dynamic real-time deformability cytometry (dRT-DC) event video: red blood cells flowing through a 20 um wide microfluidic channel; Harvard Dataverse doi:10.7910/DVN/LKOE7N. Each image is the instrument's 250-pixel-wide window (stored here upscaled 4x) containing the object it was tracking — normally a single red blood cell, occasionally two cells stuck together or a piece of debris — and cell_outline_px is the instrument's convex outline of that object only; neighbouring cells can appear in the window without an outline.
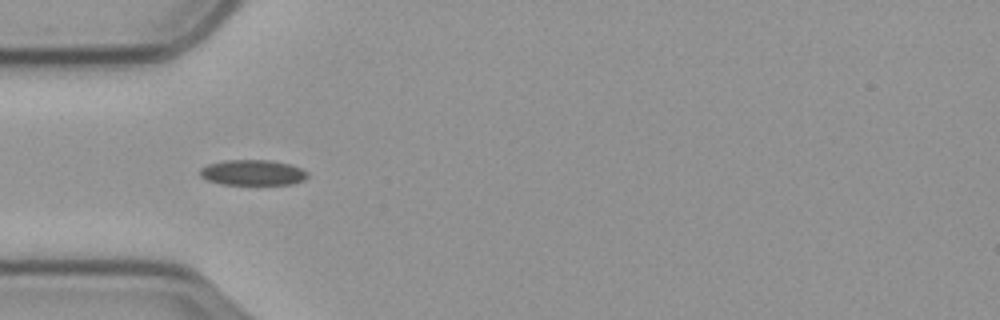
{"species": "common noctule bat (a hibernating species)", "species_latin": "Nyctalus noctula", "temperature_condition": "cold", "stored_images_in_passage": 41, "camera_frame_rate_fps": 3000, "um_per_image_px": 0.085, "animal": {"sex": "male", "body_mass_g": 23.1, "forearm_length_mm": 52.7}, "frame": {"image": 1, "passage_image": 1, "time_ms": 0.0, "image_size_px": [1000, 320], "cell_outline_px": [[308, 176], [304, 180], [292, 184], [220, 184], [208, 180], [200, 176], [200, 168], [208, 164], [224, 160], [268, 160], [288, 164], [300, 168], [308, 172]], "centroid_in_image_um": [21.46, 14.67], "position_along_channel_um": 63.5, "area_um2": 15.9}}
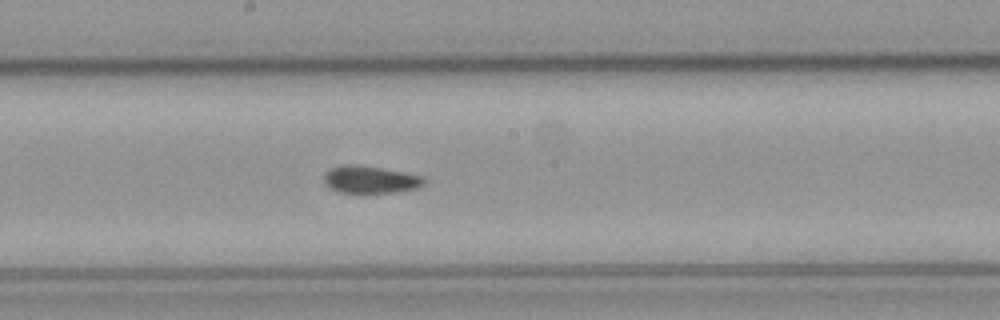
{"frame": {"image": 2, "passage_image": 14, "time_ms": 4.333, "image_size_px": [1000, 320], "cell_outline_px": [[424, 184], [416, 188], [396, 192], [368, 196], [356, 196], [340, 192], [328, 188], [324, 184], [324, 172], [332, 168], [344, 164], [360, 164], [420, 176], [424, 180]], "centroid_in_image_um": [31.37, 15.33], "position_along_channel_um": 216.8, "area_um2": 16.7}}
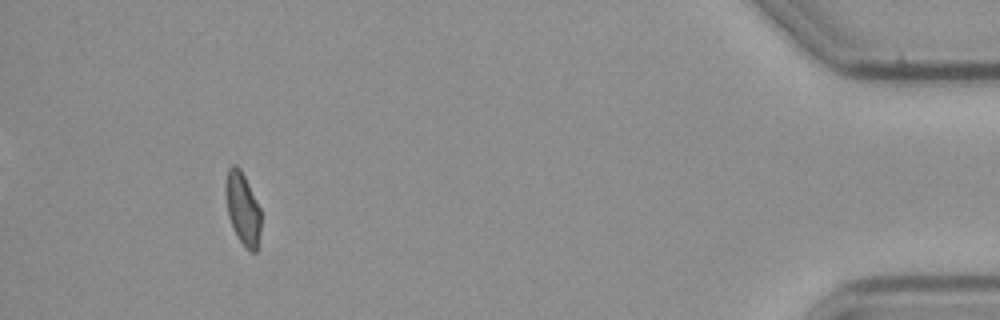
{"frame": {"image": 3, "passage_image": 37, "time_ms": 12.0, "image_size_px": [1000, 320], "cell_outline_px": [[260, 232], [256, 252], [252, 252], [236, 236], [228, 216], [224, 192], [224, 184], [228, 168], [232, 164], [236, 164], [240, 168], [260, 208]], "centroid_in_image_um": [20.59, 17.68], "position_along_channel_um": 414.6, "area_um2": 14.85}, "authors_computed_cell_mechanics": {"area_um2": 15.7794, "velocity_mm_per_s": 3.5283, "shape_relaxation_time_tau1_ms": 11.2254, "shape_relaxation_time_tau2_ms": 2.7888, "deformation_change_tau1": 0.1548, "deformation_change_tau2": 0.0722}}